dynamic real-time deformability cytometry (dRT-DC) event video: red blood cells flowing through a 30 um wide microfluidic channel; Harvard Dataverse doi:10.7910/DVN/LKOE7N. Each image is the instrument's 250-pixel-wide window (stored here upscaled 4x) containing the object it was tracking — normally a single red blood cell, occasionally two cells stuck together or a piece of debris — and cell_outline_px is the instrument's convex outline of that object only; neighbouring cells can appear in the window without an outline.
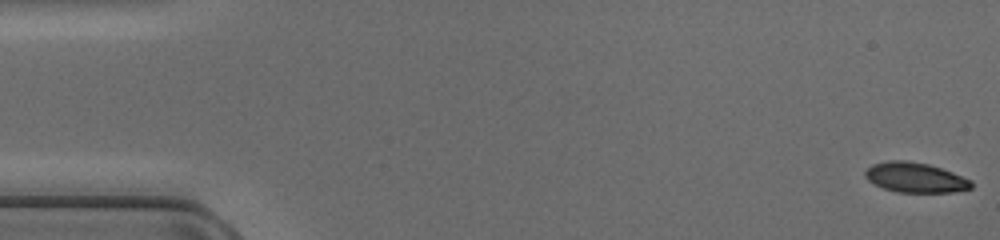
{"species": "common noctule bat (a hibernating species)", "species_latin": "Nyctalus noctula", "temperature_condition": "cold", "stored_images_in_passage": 48, "camera_frame_rate_fps": 3000, "um_per_image_px": 0.085, "animal": {"sex": "female", "body_mass_g": 17.0, "forearm_length_mm": 48.0}, "frame": {"image": 1, "passage_image": 1, "time_ms": 0.0, "image_size_px": [1000, 240], "cell_outline_px": [[972, 188], [952, 192], [896, 192], [884, 188], [868, 180], [864, 176], [864, 172], [872, 164], [888, 160], [904, 160], [928, 164], [952, 172], [972, 180]], "centroid_in_image_um": [77.79, 15.08], "position_along_channel_um": 7.2, "area_um2": 18.44}}
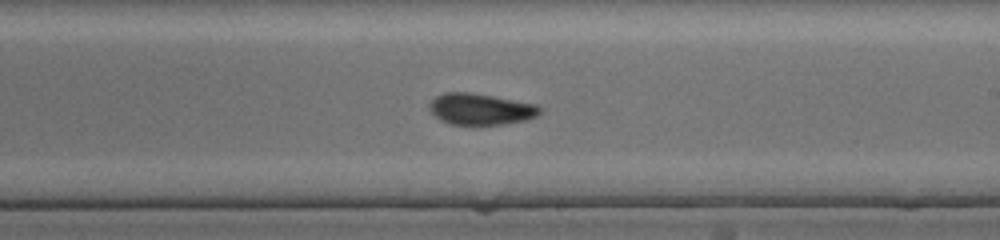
{"frame": {"image": 2, "passage_image": 28, "time_ms": 9.0, "image_size_px": [1000, 240], "cell_outline_px": [[544, 112], [536, 116], [524, 120], [500, 124], [452, 124], [440, 120], [428, 108], [428, 104], [436, 96], [444, 92], [468, 92], [492, 96], [536, 104], [544, 108]], "centroid_in_image_um": [40.87, 9.26], "position_along_channel_um": 248.1, "area_um2": 20.06}}
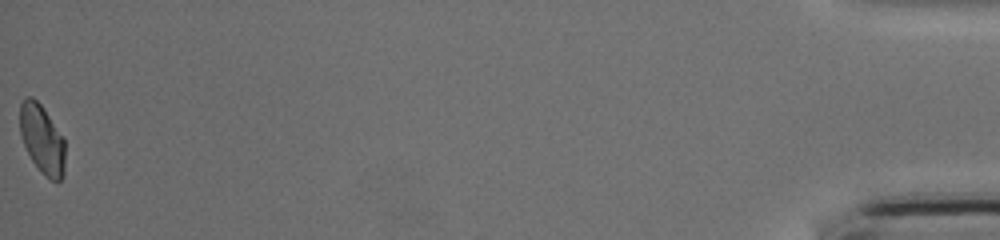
{"frame": {"image": 3, "passage_image": 48, "time_ms": 15.667, "image_size_px": [1000, 240], "cell_outline_px": [[64, 176], [60, 180], [48, 180], [32, 160], [24, 144], [20, 132], [20, 104], [28, 96], [32, 96], [40, 104], [64, 140]], "centroid_in_image_um": [3.57, 11.86], "position_along_channel_um": 431.6, "area_um2": 17.69}}